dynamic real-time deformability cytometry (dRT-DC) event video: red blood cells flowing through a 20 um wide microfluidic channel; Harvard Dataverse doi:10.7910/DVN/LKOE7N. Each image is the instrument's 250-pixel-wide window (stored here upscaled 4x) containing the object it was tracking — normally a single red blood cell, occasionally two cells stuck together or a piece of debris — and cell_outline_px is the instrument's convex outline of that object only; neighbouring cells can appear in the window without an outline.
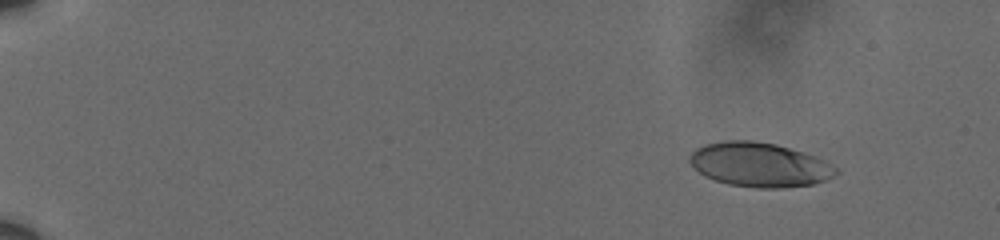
{"species": "human", "species_latin": "Homo sapiens", "temperature_condition": "cold", "stored_images_in_passage": 12, "camera_frame_rate_fps": 3000, "um_per_image_px": 0.085, "donor": {"sex": "male"}, "frame": {"image": 1, "passage_image": 2, "time_ms": 0.333, "image_size_px": [1000, 240], "cell_outline_px": [[840, 172], [824, 180], [812, 184], [784, 188], [756, 188], [728, 184], [704, 176], [688, 160], [692, 152], [696, 148], [704, 144], [724, 140], [752, 140], [776, 144], [804, 152], [816, 156], [824, 160], [836, 168]], "centroid_in_image_um": [64.55, 13.99], "position_along_channel_um": 20.4, "area_um2": 37.74}}
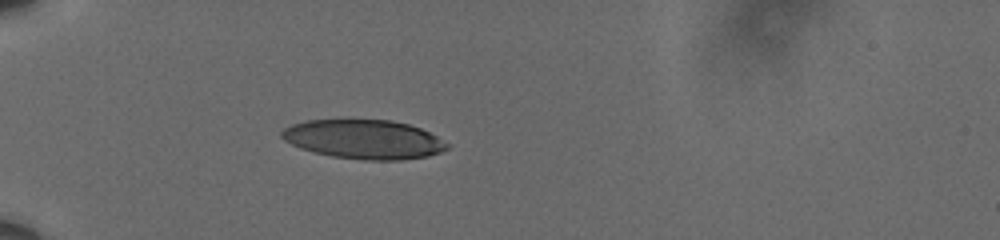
{"frame": {"image": 2, "passage_image": 8, "time_ms": 2.333, "image_size_px": [1000, 240], "cell_outline_px": [[452, 144], [448, 148], [440, 152], [428, 156], [400, 160], [364, 160], [332, 156], [300, 148], [284, 140], [280, 136], [280, 132], [284, 128], [292, 124], [308, 120], [392, 120], [408, 124], [420, 128]], "centroid_in_image_um": [30.95, 11.84], "position_along_channel_um": 54.1, "area_um2": 37.69}}
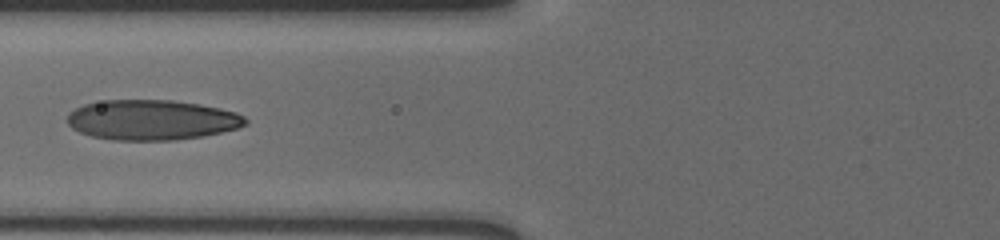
{"frame": {"image": 3, "passage_image": 11, "time_ms": 3.333, "image_size_px": [1000, 240], "cell_outline_px": [[248, 124], [236, 128], [220, 132], [200, 136], [176, 140], [112, 140], [92, 136], [80, 132], [72, 128], [68, 124], [68, 112], [84, 104], [104, 100], [172, 100], [200, 104], [220, 108], [236, 112], [244, 116], [248, 120]], "centroid_in_image_um": [12.9, 10.19], "position_along_channel_um": 112.9, "area_um2": 41.67}}